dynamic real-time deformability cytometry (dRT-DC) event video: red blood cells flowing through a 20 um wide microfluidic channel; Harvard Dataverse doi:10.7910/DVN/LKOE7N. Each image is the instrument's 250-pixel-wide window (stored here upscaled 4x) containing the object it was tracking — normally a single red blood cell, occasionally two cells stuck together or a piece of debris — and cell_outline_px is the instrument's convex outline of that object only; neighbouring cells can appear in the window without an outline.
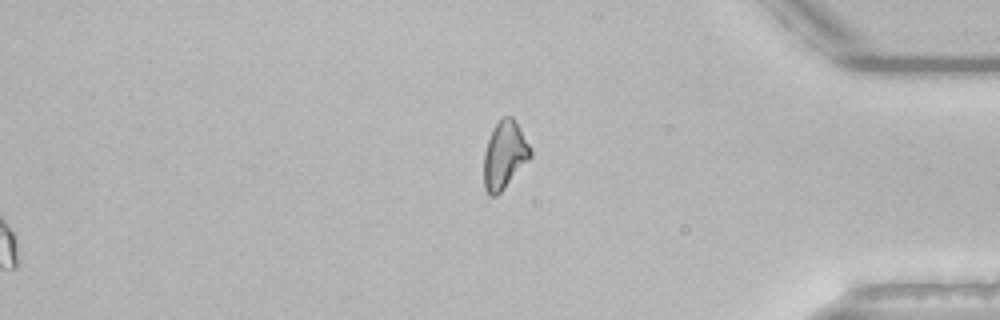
{"species": "common noctule bat (a hibernating species)", "species_latin": "Nyctalus noctula", "temperature_condition": "room temperature", "stored_images_in_passage": 39, "segment_of_instrument_passage": [2, 2], "camera_frame_rate_fps": 3000, "um_per_image_px": 0.085, "animal": {"sex": "male", "body_mass_g": 21.5, "forearm_length_mm": 52.0}, "frame": {"image": 1, "passage_image": 39, "time_ms": 12.667, "image_size_px": [1000, 320], "cell_outline_px": [[532, 156], [504, 188], [496, 196], [488, 196], [484, 188], [484, 152], [488, 140], [500, 116], [512, 116], [520, 128], [532, 148]], "centroid_in_image_um": [42.89, 13.17], "position_along_channel_um": 392.3, "area_um2": 18.38}}